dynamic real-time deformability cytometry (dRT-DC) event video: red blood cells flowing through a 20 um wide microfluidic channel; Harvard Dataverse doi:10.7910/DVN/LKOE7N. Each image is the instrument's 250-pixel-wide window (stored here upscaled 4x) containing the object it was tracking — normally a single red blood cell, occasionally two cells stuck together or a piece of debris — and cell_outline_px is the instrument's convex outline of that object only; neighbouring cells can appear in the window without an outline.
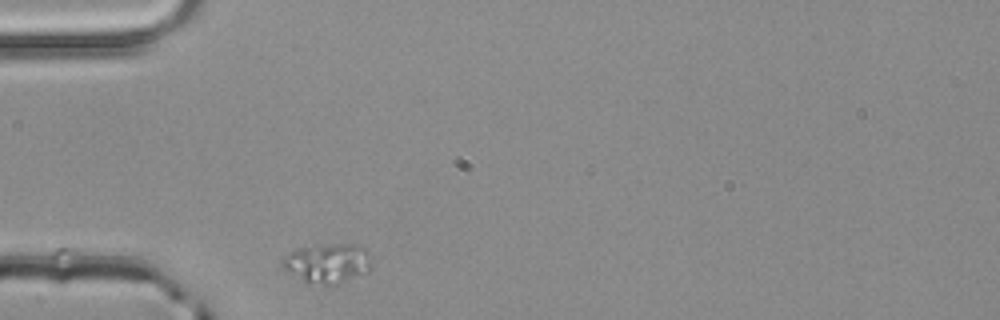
{"species": "common noctule bat (a hibernating species)", "species_latin": "Nyctalus noctula", "temperature_condition": "room temperature", "stored_images_in_passage": 1, "camera_frame_rate_fps": 3000, "um_per_image_px": 0.085, "animal": {"sex": "male", "body_mass_g": 20.4}, "frame": {"image": 1, "passage_image": 1, "time_ms": 0.0, "image_size_px": [1000, 320], "cell_outline_px": [[372, 272], [336, 284], [308, 284], [284, 268], [280, 264], [280, 260], [284, 256], [296, 248], [320, 244], [364, 244], [368, 252], [372, 268]], "centroid_in_image_um": [27.88, 22.35], "position_along_channel_um": 57.1, "area_um2": 21.1}}